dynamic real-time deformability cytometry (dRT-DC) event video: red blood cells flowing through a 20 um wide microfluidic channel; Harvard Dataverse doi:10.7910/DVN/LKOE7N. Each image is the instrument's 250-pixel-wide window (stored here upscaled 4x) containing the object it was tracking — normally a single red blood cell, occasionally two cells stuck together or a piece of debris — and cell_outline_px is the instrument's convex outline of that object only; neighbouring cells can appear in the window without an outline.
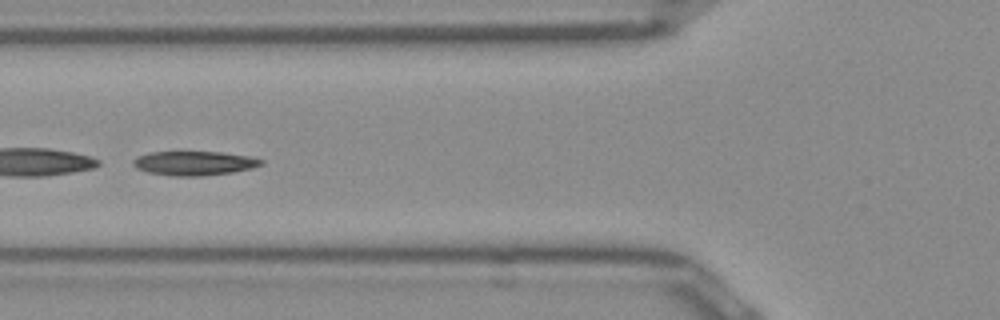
{"species": "Egyptian fruit bat (a non-hibernating species)", "species_latin": "Rousettus aegyptiacus", "temperature_condition": "room temperature", "stored_images_in_passage": 44, "segment_of_instrument_passage": [2, 2], "camera_frame_rate_fps": 3000, "um_per_image_px": 0.085, "frame": {"image": 1, "passage_image": 13, "time_ms": 4.0, "image_size_px": [1000, 320], "cell_outline_px": [[264, 164], [252, 168], [232, 172], [204, 176], [172, 176], [148, 172], [136, 168], [132, 164], [132, 160], [136, 156], [152, 152], [220, 152], [248, 156], [264, 160]], "centroid_in_image_um": [16.49, 13.87], "position_along_channel_um": 109.3, "area_um2": 18.09}}
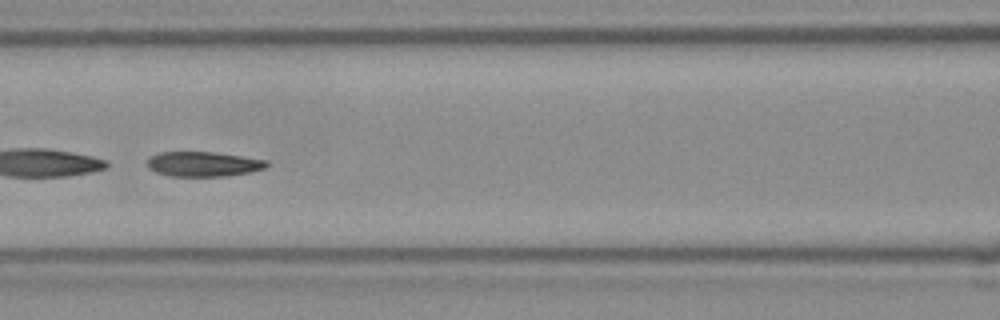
{"frame": {"image": 2, "passage_image": 16, "time_ms": 5.0, "image_size_px": [1000, 320], "cell_outline_px": [[268, 164], [264, 168], [252, 172], [228, 176], [168, 176], [156, 172], [148, 168], [148, 156], [160, 152], [212, 152], [268, 160]], "centroid_in_image_um": [17.26, 13.95], "position_along_channel_um": 149.3, "area_um2": 17.34}}